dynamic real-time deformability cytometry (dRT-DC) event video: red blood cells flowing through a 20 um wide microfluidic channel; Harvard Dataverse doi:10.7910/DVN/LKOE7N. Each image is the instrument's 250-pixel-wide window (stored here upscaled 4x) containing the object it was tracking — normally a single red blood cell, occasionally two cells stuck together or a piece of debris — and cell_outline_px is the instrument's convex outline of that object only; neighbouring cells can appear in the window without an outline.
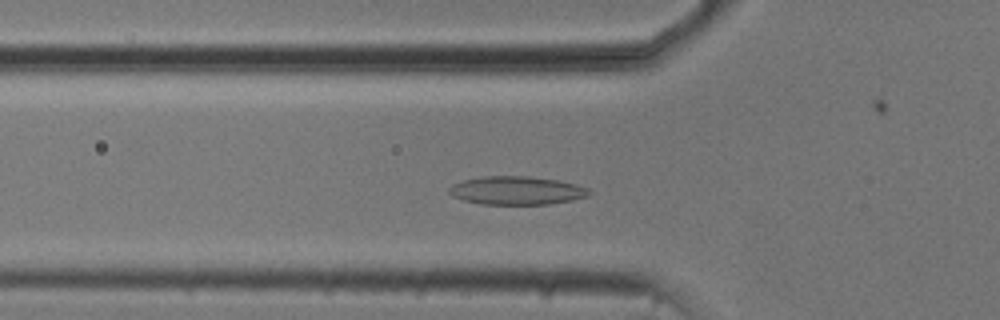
{"species": "common noctule bat (a hibernating species)", "species_latin": "Nyctalus noctula", "temperature_condition": "cold", "stored_images_in_passage": 51, "camera_frame_rate_fps": 3000, "um_per_image_px": 0.085, "animal": {"sex": "male", "body_mass_g": 20.5, "forearm_length_mm": 52.5}, "frame": {"image": 1, "passage_image": 14, "time_ms": 4.333, "image_size_px": [1000, 320], "cell_outline_px": [[592, 192], [588, 196], [572, 200], [548, 204], [480, 204], [464, 200], [452, 196], [448, 192], [448, 188], [452, 184], [464, 180], [484, 176], [528, 176], [556, 180], [576, 184], [588, 188]], "centroid_in_image_um": [43.91, 16.19], "position_along_channel_um": 81.9, "area_um2": 23.12}}
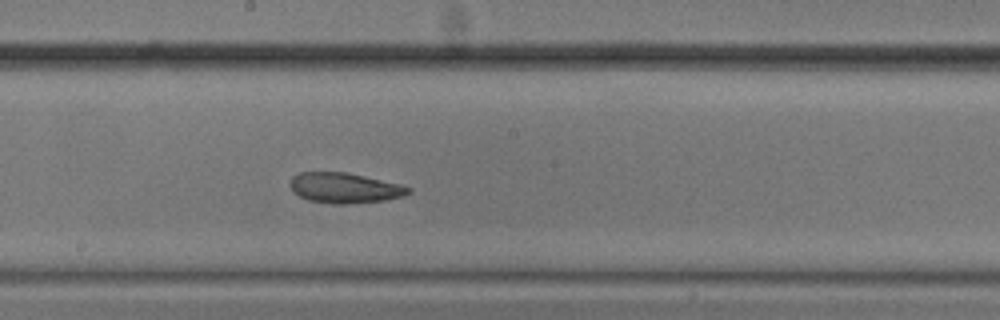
{"frame": {"image": 2, "passage_image": 25, "time_ms": 8.0, "image_size_px": [1000, 320], "cell_outline_px": [[412, 192], [404, 196], [384, 200], [348, 204], [332, 204], [308, 200], [292, 192], [288, 184], [292, 176], [300, 172], [344, 172], [364, 176], [400, 184], [412, 188]], "centroid_in_image_um": [29.26, 15.98], "position_along_channel_um": 218.9, "area_um2": 21.04}}
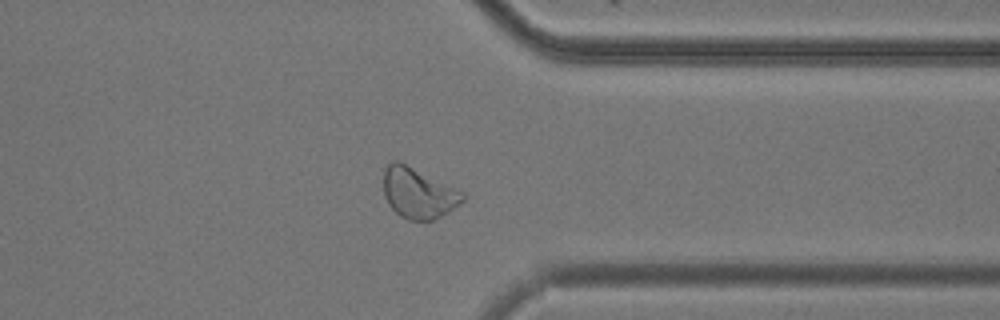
{"frame": {"image": 3, "passage_image": 38, "time_ms": 12.333, "image_size_px": [1000, 320], "cell_outline_px": [[464, 200], [448, 212], [432, 220], [408, 220], [400, 216], [388, 204], [384, 196], [384, 168], [392, 160], [400, 160], [464, 192]], "centroid_in_image_um": [35.53, 16.38], "position_along_channel_um": 375.9, "area_um2": 23.41}, "authors_computed_cell_mechanics": {"area_um2": 23.2356, "velocity_mm_per_s": 3.7134, "shape_relaxation_time_tau1_ms": 5.0413, "shape_relaxation_time_tau2_ms": 3.6988, "deformation_change_tau1": 0.108, "deformation_change_tau2": 0.0929}}